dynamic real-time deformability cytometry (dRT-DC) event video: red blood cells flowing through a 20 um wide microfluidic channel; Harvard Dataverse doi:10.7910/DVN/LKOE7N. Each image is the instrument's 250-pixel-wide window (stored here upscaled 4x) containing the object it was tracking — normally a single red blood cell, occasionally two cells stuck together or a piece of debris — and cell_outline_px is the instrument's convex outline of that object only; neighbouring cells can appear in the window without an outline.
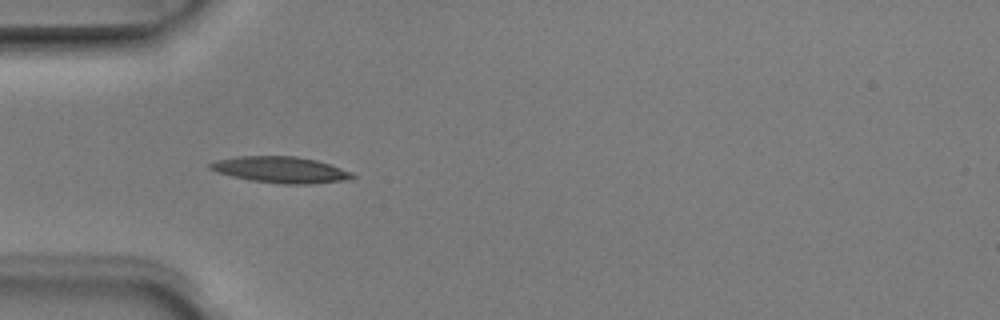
{"species": "Egyptian fruit bat (a non-hibernating species)", "species_latin": "Rousettus aegyptiacus", "temperature_condition": "room temperature", "stored_images_in_passage": 5, "camera_frame_rate_fps": 3000, "um_per_image_px": 0.085, "animal": {"sex": "male"}, "frame": {"image": 1, "passage_image": 4, "time_ms": 1.0, "image_size_px": [1000, 320], "cell_outline_px": [[356, 176], [344, 180], [312, 184], [280, 184], [248, 180], [216, 172], [208, 168], [208, 164], [216, 160], [236, 156], [296, 156], [316, 160], [352, 172]], "centroid_in_image_um": [23.8, 14.43], "position_along_channel_um": 61.2, "area_um2": 21.79}}
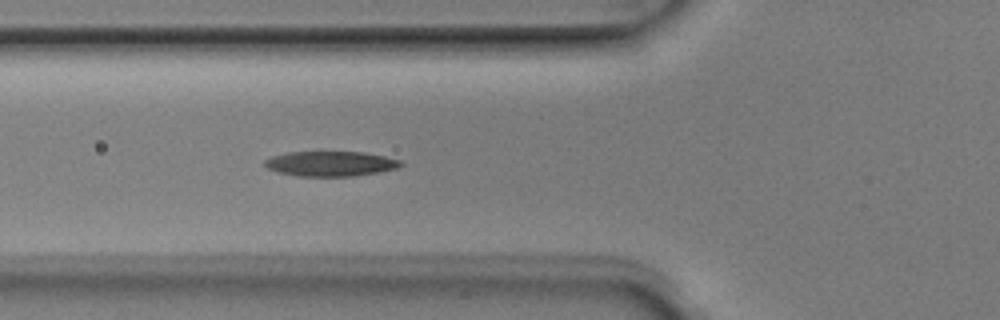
{"frame": {"image": 2, "passage_image": 5, "time_ms": 1.333, "image_size_px": [1000, 320], "cell_outline_px": [[404, 164], [396, 168], [376, 172], [352, 176], [296, 176], [276, 172], [268, 168], [264, 164], [264, 160], [272, 156], [288, 152], [364, 152], [384, 156], [400, 160]], "centroid_in_image_um": [28.06, 13.91], "position_along_channel_um": 97.7, "area_um2": 19.71}}